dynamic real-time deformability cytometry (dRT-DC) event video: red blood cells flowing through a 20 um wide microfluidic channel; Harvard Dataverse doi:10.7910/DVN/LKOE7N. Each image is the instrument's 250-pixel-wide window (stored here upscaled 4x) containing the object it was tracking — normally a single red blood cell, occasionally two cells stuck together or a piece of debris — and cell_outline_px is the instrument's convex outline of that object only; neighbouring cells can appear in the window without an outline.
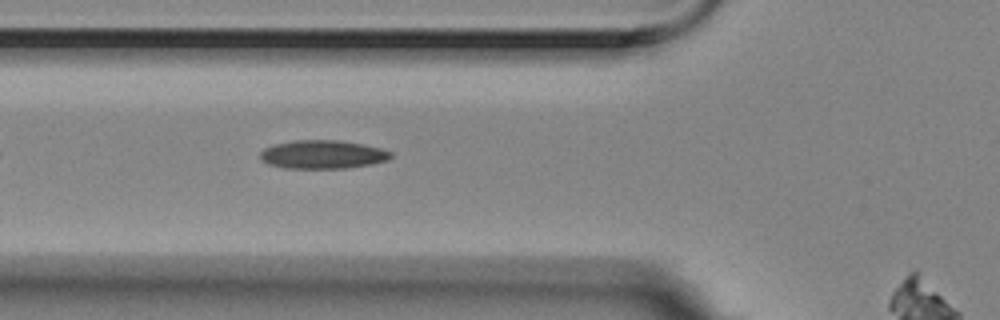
{"species": "Egyptian fruit bat (a non-hibernating species)", "species_latin": "Rousettus aegyptiacus", "temperature_condition": "room temperature", "stored_images_in_passage": 4, "segment_of_instrument_passage": [1, 2], "camera_frame_rate_fps": 3000, "um_per_image_px": 0.085, "animal": {"sex": "female"}, "frame": {"image": 1, "passage_image": 3, "time_ms": 0.667, "image_size_px": [1000, 320], "cell_outline_px": [[392, 156], [388, 160], [372, 164], [344, 168], [284, 168], [268, 164], [260, 160], [260, 152], [264, 148], [276, 144], [296, 140], [340, 140], [380, 148], [392, 152]], "centroid_in_image_um": [27.41, 13.13], "position_along_channel_um": 98.4, "area_um2": 21.62}}